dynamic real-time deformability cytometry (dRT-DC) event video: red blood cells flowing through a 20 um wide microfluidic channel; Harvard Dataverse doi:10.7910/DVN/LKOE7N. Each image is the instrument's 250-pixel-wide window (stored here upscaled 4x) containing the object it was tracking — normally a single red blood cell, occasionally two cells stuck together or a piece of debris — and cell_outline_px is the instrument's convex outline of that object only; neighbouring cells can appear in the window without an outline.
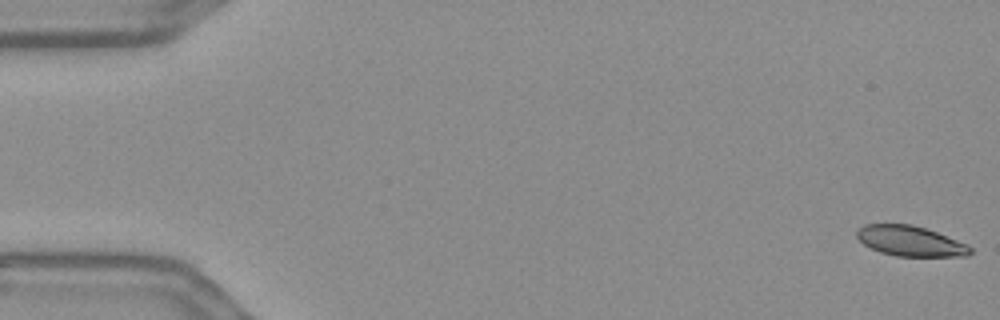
{"species": "Egyptian fruit bat (a non-hibernating species)", "species_latin": "Rousettus aegyptiacus", "temperature_condition": "warm", "stored_images_in_passage": 57, "camera_frame_rate_fps": 3000, "um_per_image_px": 0.085, "frame": {"image": 1, "passage_image": 1, "time_ms": 0.0, "image_size_px": [1000, 320], "cell_outline_px": [[972, 252], [968, 256], [896, 256], [880, 252], [864, 244], [856, 236], [856, 232], [864, 224], [912, 224], [936, 232], [968, 244], [972, 248]], "centroid_in_image_um": [77.39, 20.49], "position_along_channel_um": 7.6, "area_um2": 19.88}}
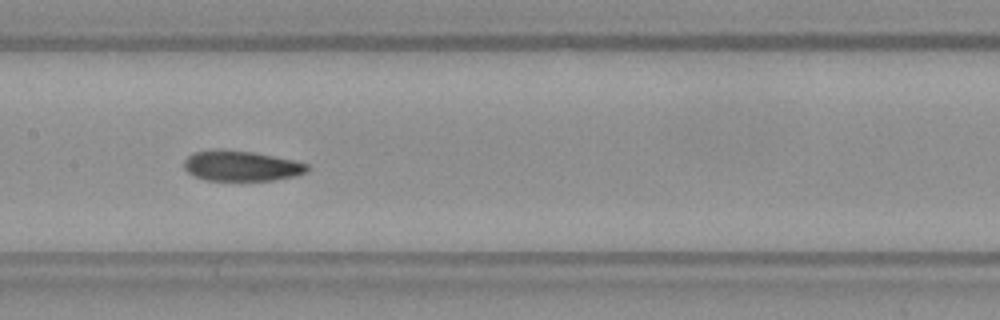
{"frame": {"image": 2, "passage_image": 28, "time_ms": 9.0, "image_size_px": [1000, 320], "cell_outline_px": [[308, 168], [304, 172], [292, 176], [272, 180], [204, 180], [188, 172], [184, 168], [184, 160], [192, 152], [212, 148], [224, 148], [252, 152], [296, 160], [308, 164]], "centroid_in_image_um": [20.44, 14.07], "position_along_channel_um": 187.0, "area_um2": 21.91}}
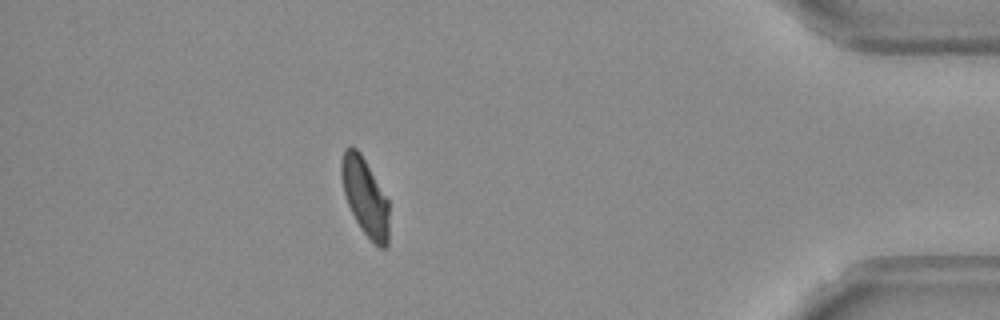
{"frame": {"image": 3, "passage_image": 50, "time_ms": 16.333, "image_size_px": [1000, 320], "cell_outline_px": [[388, 244], [384, 248], [380, 248], [360, 228], [348, 204], [344, 192], [340, 176], [340, 164], [344, 148], [352, 144], [360, 152], [388, 200]], "centroid_in_image_um": [31.0, 16.68], "position_along_channel_um": 404.2, "area_um2": 21.33}, "authors_computed_cell_mechanics": {"area_um2": 22.0796, "velocity_mm_per_s": 3.6122, "shape_relaxation_time_tau1_ms": 7.9578, "shape_relaxation_time_tau2_ms": 3.4728, "deformation_change_tau1": 0.1721, "deformation_change_tau2": 0.0889}}